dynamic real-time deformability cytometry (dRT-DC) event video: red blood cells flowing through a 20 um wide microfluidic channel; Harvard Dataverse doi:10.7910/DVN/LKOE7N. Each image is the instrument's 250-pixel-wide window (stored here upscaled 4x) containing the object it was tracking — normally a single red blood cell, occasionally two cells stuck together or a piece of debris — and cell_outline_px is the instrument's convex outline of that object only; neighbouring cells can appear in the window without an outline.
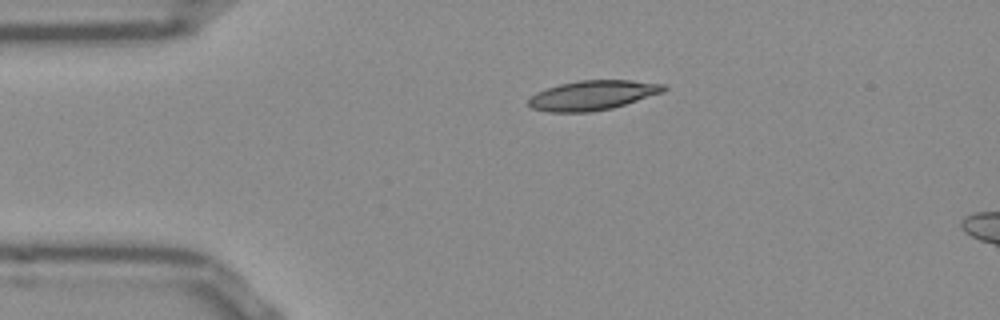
{"species": "Egyptian fruit bat (a non-hibernating species)", "species_latin": "Rousettus aegyptiacus", "temperature_condition": "room temperature", "stored_images_in_passage": 6, "camera_frame_rate_fps": 3000, "um_per_image_px": 0.085, "frame": {"image": 1, "passage_image": 1, "time_ms": 0.0, "image_size_px": [1000, 320], "cell_outline_px": [[668, 88], [664, 92], [612, 108], [588, 112], [548, 112], [532, 108], [528, 104], [528, 100], [536, 92], [560, 84], [576, 80], [632, 80], [668, 84]], "centroid_in_image_um": [50.41, 8.09], "position_along_channel_um": 34.6, "area_um2": 23.41}}